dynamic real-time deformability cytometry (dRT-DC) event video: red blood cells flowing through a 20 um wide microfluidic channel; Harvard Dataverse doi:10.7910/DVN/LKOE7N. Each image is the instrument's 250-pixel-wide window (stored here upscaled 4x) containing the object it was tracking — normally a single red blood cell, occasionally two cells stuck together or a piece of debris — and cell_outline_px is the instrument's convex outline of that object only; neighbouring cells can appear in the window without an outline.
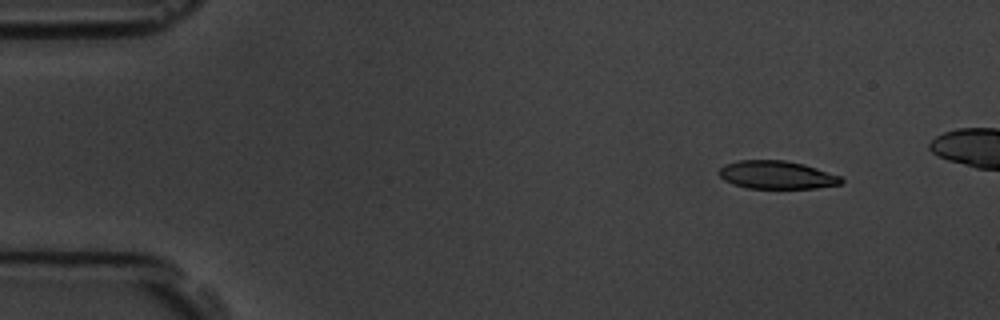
{"species": "common noctule bat (a hibernating species)", "species_latin": "Nyctalus noctula", "temperature_condition": "room temperature", "stored_images_in_passage": 11, "camera_frame_rate_fps": 3000, "um_per_image_px": 0.085, "animal": {"sex": "male", "body_mass_g": 19.5, "forearm_length_mm": 54.6}, "frame": {"image": 1, "passage_image": 2, "time_ms": 1.0, "image_size_px": [1000, 320], "cell_outline_px": [[844, 180], [840, 184], [816, 188], [748, 188], [732, 184], [724, 180], [716, 172], [724, 164], [740, 160], [784, 160], [804, 164], [840, 176]], "centroid_in_image_um": [65.98, 14.86], "position_along_channel_um": 19.0, "area_um2": 20.0}}
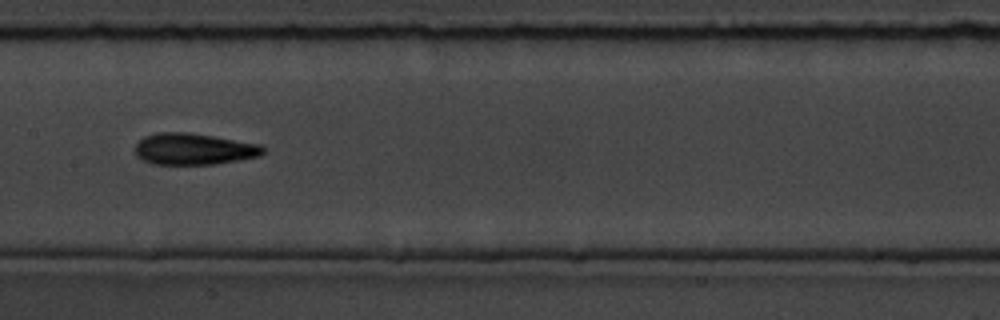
{"frame": {"image": 2, "passage_image": 8, "time_ms": 8.0, "image_size_px": [1000, 320], "cell_outline_px": [[264, 152], [260, 156], [216, 164], [152, 164], [136, 156], [136, 144], [144, 136], [160, 132], [188, 132], [260, 144], [264, 148]], "centroid_in_image_um": [16.47, 12.67], "position_along_channel_um": 190.9, "area_um2": 23.35}}
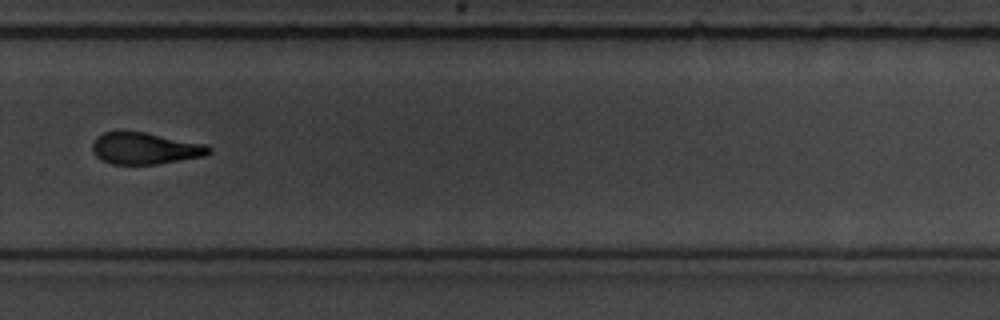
{"frame": {"image": 3, "passage_image": 11, "time_ms": 11.333, "image_size_px": [1000, 320], "cell_outline_px": [[212, 152], [204, 156], [156, 164], [112, 164], [100, 160], [96, 156], [92, 148], [92, 144], [104, 132], [120, 128], [144, 132], [208, 144], [212, 148]], "centroid_in_image_um": [12.33, 12.58], "position_along_channel_um": 317.5, "area_um2": 21.96}}